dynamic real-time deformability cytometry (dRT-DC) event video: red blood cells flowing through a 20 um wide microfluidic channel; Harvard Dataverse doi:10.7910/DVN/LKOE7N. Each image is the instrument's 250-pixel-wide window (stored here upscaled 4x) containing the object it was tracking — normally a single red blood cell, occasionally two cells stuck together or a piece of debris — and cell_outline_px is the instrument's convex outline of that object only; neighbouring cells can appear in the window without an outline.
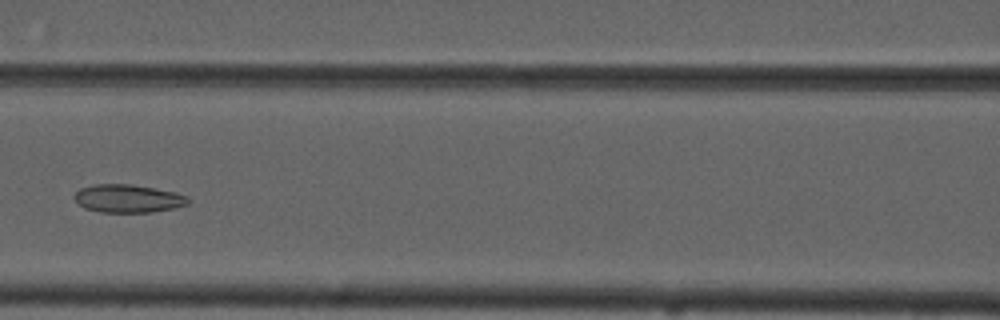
{"species": "common noctule bat (a hibernating species)", "species_latin": "Nyctalus noctula", "temperature_condition": "cold", "stored_images_in_passage": 6, "camera_frame_rate_fps": 3000, "um_per_image_px": 0.085, "animal": {"sex": "male", "forearm_length_mm": 52.5}, "frame": {"image": 1, "passage_image": 6, "time_ms": 6.0, "image_size_px": [1000, 320], "cell_outline_px": [[188, 204], [172, 208], [152, 212], [100, 212], [84, 208], [72, 196], [80, 188], [96, 184], [132, 184], [176, 192], [188, 196]], "centroid_in_image_um": [10.87, 16.87], "position_along_channel_um": 155.7, "area_um2": 18.55}}